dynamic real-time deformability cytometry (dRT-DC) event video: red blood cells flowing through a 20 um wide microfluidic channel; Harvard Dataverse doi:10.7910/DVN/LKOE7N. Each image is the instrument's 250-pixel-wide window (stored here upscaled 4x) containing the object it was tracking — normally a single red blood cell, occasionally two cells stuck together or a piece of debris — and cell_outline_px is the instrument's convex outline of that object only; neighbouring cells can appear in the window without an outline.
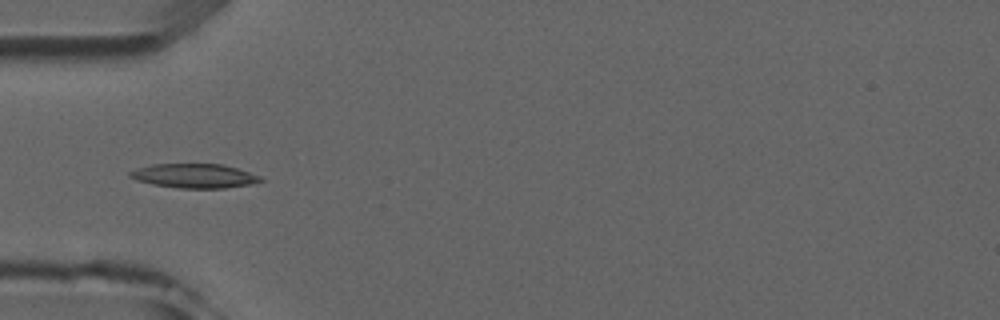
{"species": "common noctule bat (a hibernating species)", "species_latin": "Nyctalus noctula", "temperature_condition": "room temperature", "stored_images_in_passage": 6, "camera_frame_rate_fps": 3000, "um_per_image_px": 0.085, "animal": {"sex": "male", "forearm_length_mm": 52.5}, "frame": {"image": 1, "passage_image": 5, "time_ms": 4.333, "image_size_px": [1000, 320], "cell_outline_px": [[264, 180], [248, 184], [224, 188], [180, 188], [152, 184], [136, 180], [128, 176], [128, 172], [136, 168], [152, 164], [224, 164], [260, 176]], "centroid_in_image_um": [16.46, 14.94], "position_along_channel_um": 68.5, "area_um2": 18.32}}
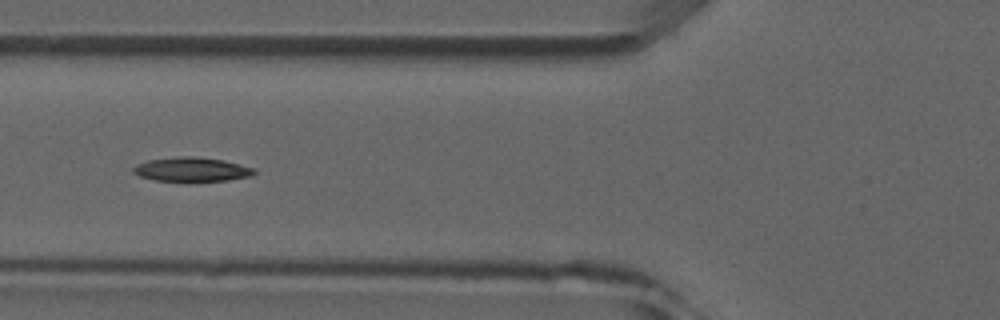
{"frame": {"image": 2, "passage_image": 6, "time_ms": 5.333, "image_size_px": [1000, 320], "cell_outline_px": [[256, 172], [252, 176], [228, 180], [188, 184], [156, 180], [140, 176], [132, 172], [132, 168], [136, 164], [148, 160], [180, 156], [196, 156], [224, 160], [256, 168]], "centroid_in_image_um": [16.31, 14.44], "position_along_channel_um": 109.5, "area_um2": 17.92}}